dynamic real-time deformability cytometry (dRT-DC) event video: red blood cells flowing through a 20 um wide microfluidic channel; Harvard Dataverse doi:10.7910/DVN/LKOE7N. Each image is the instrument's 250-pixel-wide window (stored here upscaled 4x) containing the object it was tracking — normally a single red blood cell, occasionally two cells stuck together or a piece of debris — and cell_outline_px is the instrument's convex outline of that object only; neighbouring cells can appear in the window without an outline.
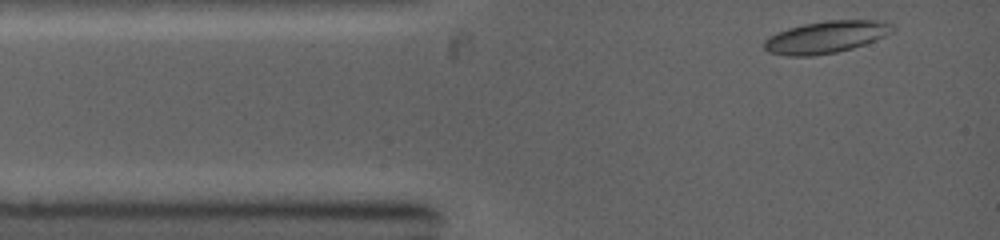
{"species": "common noctule bat (a hibernating species)", "species_latin": "Nyctalus noctula", "temperature_condition": "warm", "stored_images_in_passage": 27, "camera_frame_rate_fps": 5000, "um_per_image_px": 0.085, "animal": {"sex": "female", "body_mass_g": 19.0, "forearm_length_mm": 53.3}, "frame": {"image": 1, "passage_image": 2, "time_ms": 0.2, "image_size_px": [1000, 240], "cell_outline_px": [[896, 28], [892, 32], [884, 36], [864, 44], [852, 48], [836, 52], [812, 56], [788, 56], [768, 52], [764, 48], [764, 40], [768, 36], [776, 32], [788, 28], [804, 24], [824, 20], [876, 20], [892, 24]], "centroid_in_image_um": [70.18, 3.15], "position_along_channel_um": 14.8, "area_um2": 24.04}}
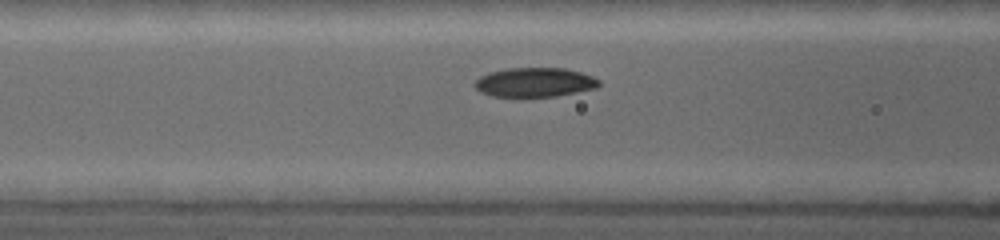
{"frame": {"image": 2, "passage_image": 13, "time_ms": 3.4, "image_size_px": [1000, 240], "cell_outline_px": [[600, 84], [596, 88], [556, 96], [492, 96], [480, 92], [476, 88], [476, 80], [480, 76], [488, 72], [508, 68], [564, 68], [580, 72], [592, 76], [600, 80]], "centroid_in_image_um": [45.46, 6.99], "position_along_channel_um": 121.1, "area_um2": 21.04}}
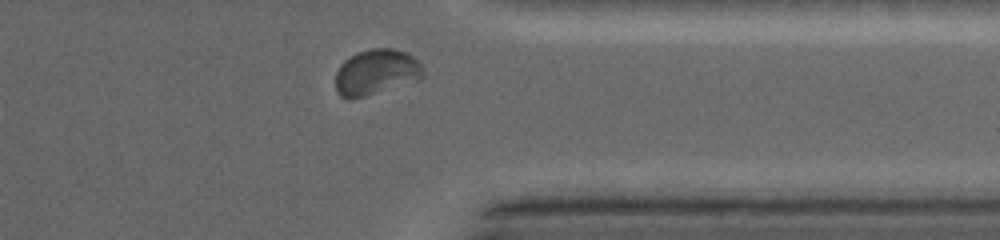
{"frame": {"image": 3, "passage_image": 25, "time_ms": 9.2, "image_size_px": [1000, 240], "cell_outline_px": [[424, 76], [420, 80], [352, 100], [348, 100], [340, 96], [336, 92], [336, 72], [340, 64], [344, 60], [356, 52], [368, 48], [392, 48], [404, 52], [412, 56], [420, 64], [424, 72]], "centroid_in_image_um": [31.94, 6.15], "position_along_channel_um": 379.5, "area_um2": 23.58}}